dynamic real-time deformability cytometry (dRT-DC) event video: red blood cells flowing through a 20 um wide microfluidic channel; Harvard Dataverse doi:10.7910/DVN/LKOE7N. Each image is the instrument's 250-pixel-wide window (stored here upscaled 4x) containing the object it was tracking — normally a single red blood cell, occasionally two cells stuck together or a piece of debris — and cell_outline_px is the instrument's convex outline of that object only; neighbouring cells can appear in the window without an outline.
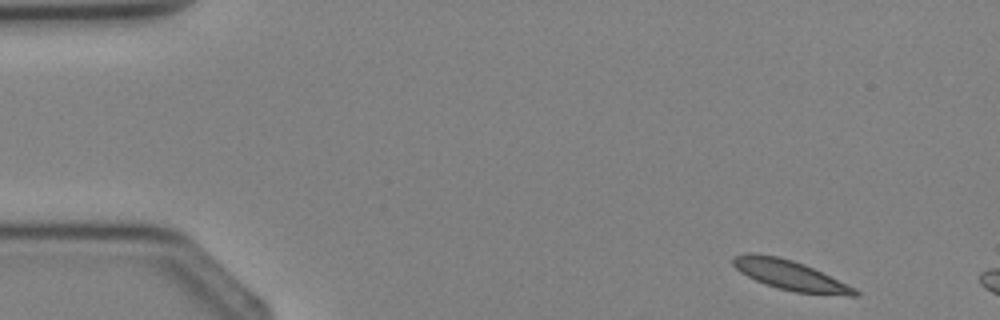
{"species": "Egyptian fruit bat (a non-hibernating species)", "species_latin": "Rousettus aegyptiacus", "temperature_condition": "cold", "stored_images_in_passage": 2, "camera_frame_rate_fps": 3000, "um_per_image_px": 0.085, "animal": {"sex": "female"}, "frame": {"image": 1, "passage_image": 1, "time_ms": 0.0, "image_size_px": [1000, 320], "cell_outline_px": [[860, 296], [848, 296], [796, 292], [764, 284], [740, 272], [732, 264], [732, 256], [748, 252], [752, 252], [780, 256], [804, 264], [856, 288], [860, 292]], "centroid_in_image_um": [67.15, 23.38], "position_along_channel_um": 17.8, "area_um2": 21.21}}